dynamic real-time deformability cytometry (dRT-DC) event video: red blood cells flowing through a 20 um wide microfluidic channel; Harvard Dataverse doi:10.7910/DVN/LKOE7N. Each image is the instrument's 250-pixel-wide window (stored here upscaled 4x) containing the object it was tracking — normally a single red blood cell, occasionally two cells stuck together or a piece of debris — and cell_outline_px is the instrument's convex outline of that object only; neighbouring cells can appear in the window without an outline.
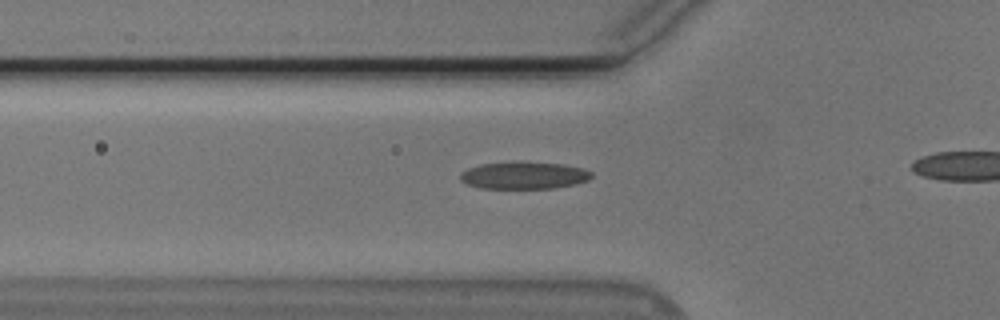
{"species": "Egyptian fruit bat (a non-hibernating species)", "species_latin": "Rousettus aegyptiacus", "temperature_condition": "cold", "stored_images_in_passage": 19, "camera_frame_rate_fps": 3000, "um_per_image_px": 0.085, "animal": {"sex": "male"}, "frame": {"image": 1, "passage_image": 7, "time_ms": 2.0, "image_size_px": [1000, 320], "cell_outline_px": [[592, 176], [588, 180], [576, 184], [556, 188], [480, 188], [468, 184], [460, 180], [460, 172], [468, 168], [480, 164], [564, 164], [580, 168], [592, 172]], "centroid_in_image_um": [44.53, 14.95], "position_along_channel_um": 81.3, "area_um2": 20.0}}
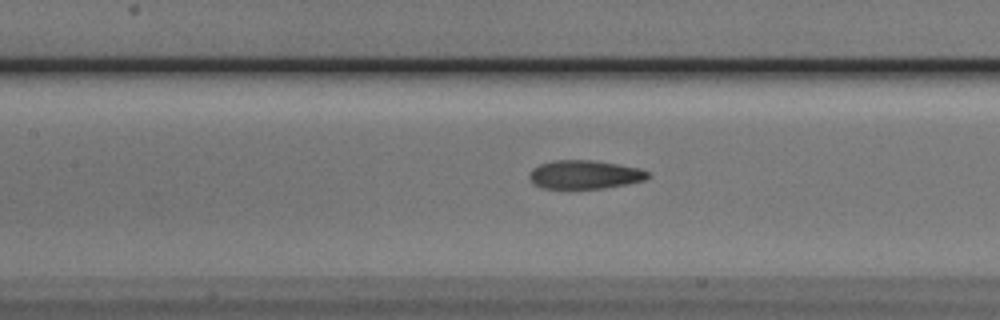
{"frame": {"image": 2, "passage_image": 13, "time_ms": 4.0, "image_size_px": [1000, 320], "cell_outline_px": [[652, 176], [644, 180], [604, 188], [544, 188], [532, 184], [528, 176], [528, 172], [532, 168], [540, 164], [552, 160], [592, 160], [640, 168], [648, 172]], "centroid_in_image_um": [49.65, 14.83], "position_along_channel_um": 157.7, "area_um2": 19.77}}
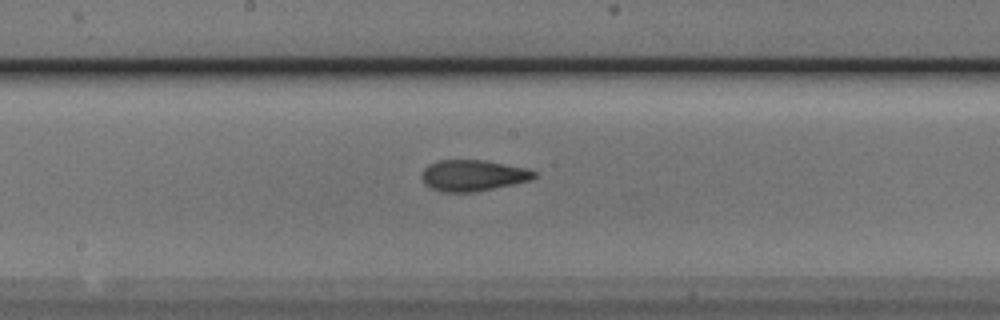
{"frame": {"image": 3, "passage_image": 17, "time_ms": 5.333, "image_size_px": [1000, 320], "cell_outline_px": [[536, 176], [532, 180], [472, 192], [440, 192], [424, 184], [424, 168], [428, 164], [440, 160], [484, 160], [528, 168], [536, 172]], "centroid_in_image_um": [40.23, 14.91], "position_along_channel_um": 208.0, "area_um2": 20.23}}